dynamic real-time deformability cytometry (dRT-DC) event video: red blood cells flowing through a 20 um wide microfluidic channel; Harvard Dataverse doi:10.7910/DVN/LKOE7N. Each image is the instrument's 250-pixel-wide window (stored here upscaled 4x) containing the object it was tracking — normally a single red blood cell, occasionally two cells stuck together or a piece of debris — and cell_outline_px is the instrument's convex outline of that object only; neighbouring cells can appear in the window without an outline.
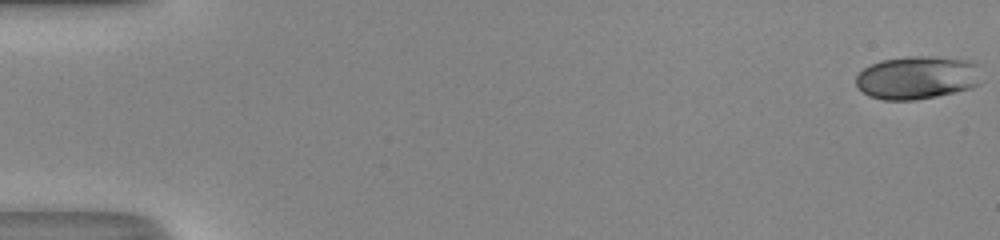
{"species": "human", "species_latin": "Homo sapiens", "temperature_condition": "room temperature", "stored_images_in_passage": 51, "camera_frame_rate_fps": 3000, "um_per_image_px": 0.085, "donor": {"sex": "male"}, "frame": {"image": 1, "passage_image": 1, "time_ms": 0.0, "image_size_px": [1000, 240], "cell_outline_px": [[984, 80], [980, 84], [972, 88], [956, 92], [916, 100], [884, 100], [868, 96], [856, 84], [856, 76], [864, 68], [880, 60], [908, 56], [932, 56], [972, 60], [980, 64]], "centroid_in_image_um": [78.07, 6.58], "position_along_channel_um": 6.9, "area_um2": 32.31}}
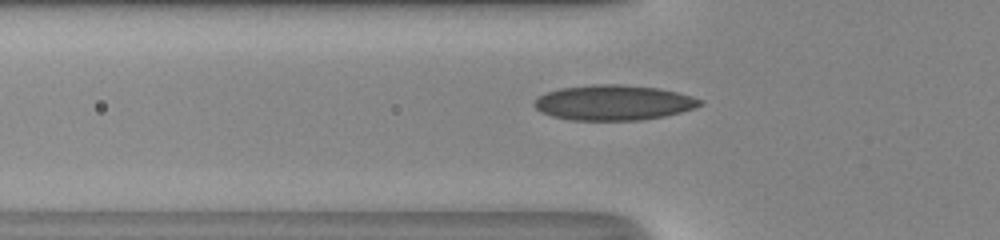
{"frame": {"image": 2, "passage_image": 19, "time_ms": 6.0, "image_size_px": [1000, 240], "cell_outline_px": [[704, 104], [696, 108], [664, 116], [640, 120], [572, 120], [552, 116], [540, 112], [532, 104], [536, 96], [560, 88], [592, 84], [620, 84], [660, 88], [692, 96], [704, 100]], "centroid_in_image_um": [52.15, 8.72], "position_along_channel_um": 73.6, "area_um2": 34.28}}
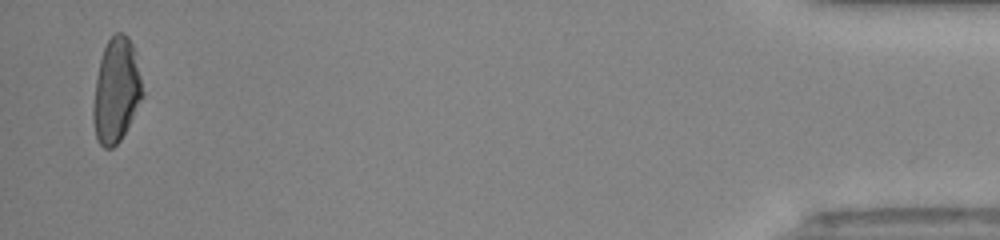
{"frame": {"image": 3, "passage_image": 50, "time_ms": 16.333, "image_size_px": [1000, 240], "cell_outline_px": [[144, 96], [120, 140], [112, 148], [104, 148], [96, 140], [92, 120], [92, 104], [96, 76], [100, 60], [104, 48], [108, 40], [116, 32], [124, 32], [128, 36], [136, 52], [144, 92]], "centroid_in_image_um": [9.87, 7.68], "position_along_channel_um": 425.3, "area_um2": 30.4}, "authors_computed_cell_mechanics": {"area_um2": 31.0964, "velocity_mm_per_s": 4.2315, "shape_relaxation_time_tau1_ms": 5.0842, "shape_relaxation_time_tau2_ms": 1.02, "deformation_change_tau1": 0.1738, "deformation_change_tau2": 0.069}}